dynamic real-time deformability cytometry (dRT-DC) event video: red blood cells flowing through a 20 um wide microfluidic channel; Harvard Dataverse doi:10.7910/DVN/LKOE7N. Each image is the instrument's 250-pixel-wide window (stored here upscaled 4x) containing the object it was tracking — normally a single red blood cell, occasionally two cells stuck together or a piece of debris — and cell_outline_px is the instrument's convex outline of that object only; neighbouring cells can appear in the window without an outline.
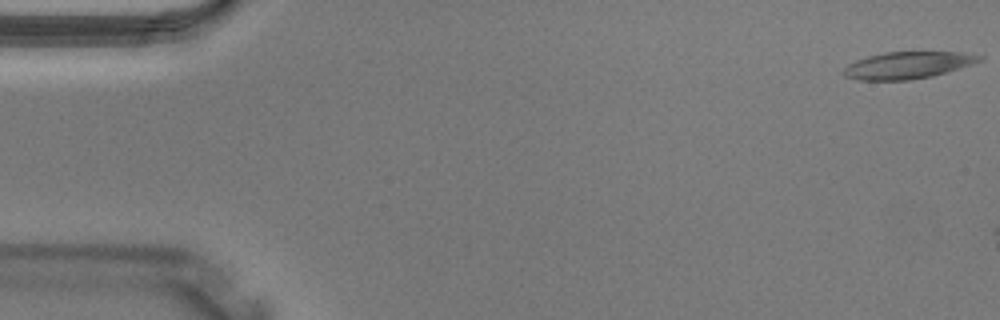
{"species": "Egyptian fruit bat (a non-hibernating species)", "species_latin": "Rousettus aegyptiacus", "temperature_condition": "warm", "stored_images_in_passage": 2, "camera_frame_rate_fps": 3000, "um_per_image_px": 0.085, "animal": {"sex": "male"}, "frame": {"image": 1, "passage_image": 2, "time_ms": 0.333, "image_size_px": [1000, 320], "cell_outline_px": [[984, 60], [972, 64], [932, 76], [908, 80], [856, 80], [844, 76], [840, 72], [848, 64], [856, 60], [868, 56], [884, 52], [960, 52], [984, 56]], "centroid_in_image_um": [77.12, 5.54], "position_along_channel_um": 7.9, "area_um2": 21.39}}